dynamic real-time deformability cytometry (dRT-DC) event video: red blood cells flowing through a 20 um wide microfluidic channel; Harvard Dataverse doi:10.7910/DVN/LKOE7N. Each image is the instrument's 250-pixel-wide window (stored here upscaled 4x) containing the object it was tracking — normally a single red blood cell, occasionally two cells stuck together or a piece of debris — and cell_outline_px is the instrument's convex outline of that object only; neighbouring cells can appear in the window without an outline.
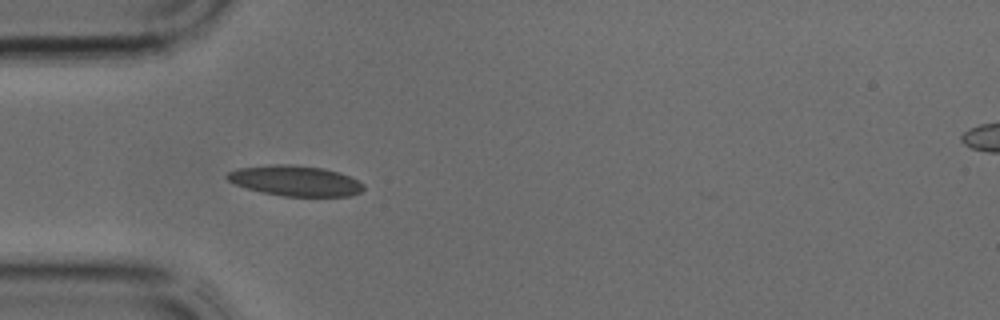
{"species": "common noctule bat (a hibernating species)", "species_latin": "Nyctalus noctula", "temperature_condition": "cold", "stored_images_in_passage": 29, "camera_frame_rate_fps": 3000, "um_per_image_px": 0.085, "animal": {"sex": "male", "body_mass_g": 17.9, "forearm_length_mm": 54.2}, "frame": {"image": 1, "passage_image": 5, "time_ms": 1.333, "image_size_px": [1000, 320], "cell_outline_px": [[364, 188], [360, 192], [348, 196], [284, 196], [260, 192], [236, 184], [228, 180], [224, 176], [228, 172], [240, 168], [268, 164], [288, 164], [324, 168], [340, 172], [364, 184]], "centroid_in_image_um": [25.08, 15.36], "position_along_channel_um": 59.9, "area_um2": 24.1}}
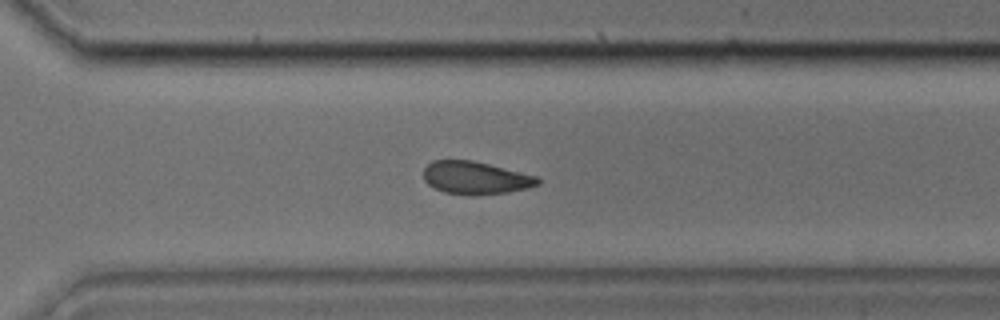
{"frame": {"image": 2, "passage_image": 21, "time_ms": 6.667, "image_size_px": [1000, 320], "cell_outline_px": [[540, 184], [528, 188], [508, 192], [444, 192], [428, 184], [424, 180], [424, 168], [432, 160], [472, 160], [536, 176], [540, 180]], "centroid_in_image_um": [40.41, 15.07], "position_along_channel_um": 330.2, "area_um2": 20.81}}
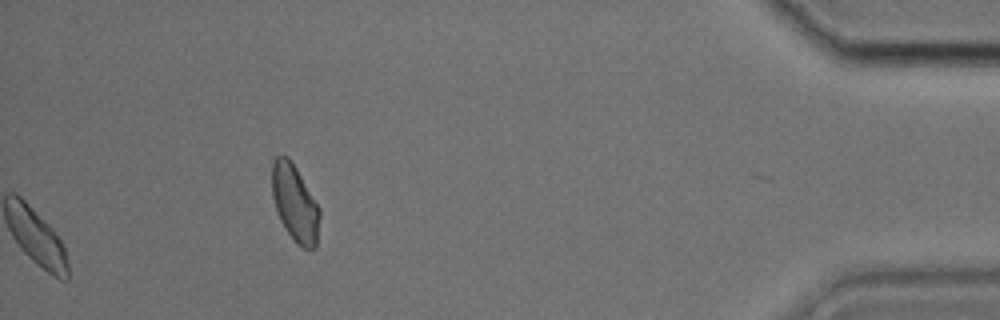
{"frame": {"image": 3, "passage_image": 29, "time_ms": 9.333, "image_size_px": [1000, 320], "cell_outline_px": [[320, 216], [316, 248], [300, 248], [296, 244], [284, 228], [280, 220], [272, 196], [272, 160], [276, 156], [288, 156], [296, 168], [320, 208]], "centroid_in_image_um": [25.06, 17.29], "position_along_channel_um": 410.1, "area_um2": 21.39}}